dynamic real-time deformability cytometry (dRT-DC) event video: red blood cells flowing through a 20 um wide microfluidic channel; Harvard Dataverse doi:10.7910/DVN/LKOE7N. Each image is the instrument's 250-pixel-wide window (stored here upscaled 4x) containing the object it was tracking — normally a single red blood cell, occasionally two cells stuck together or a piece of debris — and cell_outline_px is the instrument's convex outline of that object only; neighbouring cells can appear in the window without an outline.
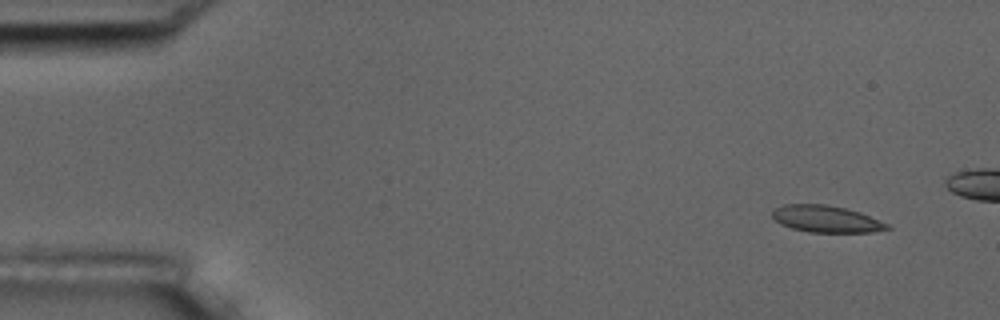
{"species": "common noctule bat (a hibernating species)", "species_latin": "Nyctalus noctula", "temperature_condition": "room temperature", "stored_images_in_passage": 5, "camera_frame_rate_fps": 3000, "um_per_image_px": 0.085, "animal": {"sex": "male", "body_mass_g": 17.5, "forearm_length_mm": 52.3}, "frame": {"image": 1, "passage_image": 1, "time_ms": 0.0, "image_size_px": [1000, 320], "cell_outline_px": [[892, 228], [872, 232], [808, 232], [792, 228], [780, 224], [772, 216], [772, 208], [784, 204], [824, 204], [844, 208], [860, 212], [880, 220], [888, 224]], "centroid_in_image_um": [70.2, 18.61], "position_along_channel_um": 14.8, "area_um2": 17.98}}